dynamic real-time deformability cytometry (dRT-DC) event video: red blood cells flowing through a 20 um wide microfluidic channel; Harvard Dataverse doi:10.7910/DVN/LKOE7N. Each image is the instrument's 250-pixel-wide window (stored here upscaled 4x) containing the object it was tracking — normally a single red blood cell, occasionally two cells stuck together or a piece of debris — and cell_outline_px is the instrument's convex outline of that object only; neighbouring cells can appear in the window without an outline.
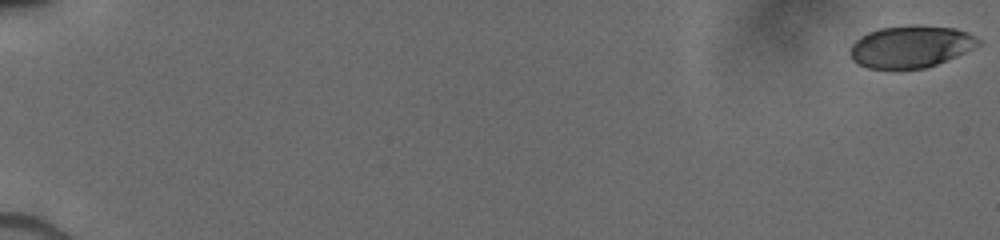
{"species": "human", "species_latin": "Homo sapiens", "temperature_condition": "cold", "stored_images_in_passage": 31, "segment_of_instrument_passage": [1, 2], "camera_frame_rate_fps": 3000, "um_per_image_px": 0.085, "donor": {"sex": "male"}, "frame": {"image": 1, "passage_image": 1, "time_ms": 0.0, "image_size_px": [1000, 240], "cell_outline_px": [[980, 44], [956, 56], [936, 64], [924, 68], [868, 68], [852, 60], [852, 44], [860, 36], [868, 32], [880, 28], [916, 24], [956, 28], [968, 32], [980, 40]], "centroid_in_image_um": [77.43, 3.93], "position_along_channel_um": 7.6, "area_um2": 31.1}}
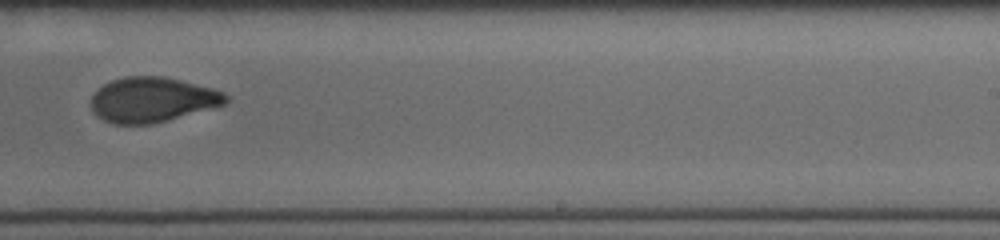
{"frame": {"image": 2, "passage_image": 20, "time_ms": 11.667, "image_size_px": [1000, 240], "cell_outline_px": [[228, 100], [224, 104], [168, 120], [152, 124], [112, 124], [96, 116], [92, 108], [92, 96], [104, 84], [112, 80], [124, 76], [164, 76], [212, 88], [224, 92], [228, 96]], "centroid_in_image_um": [12.93, 8.47], "position_along_channel_um": 276.1, "area_um2": 35.08}}
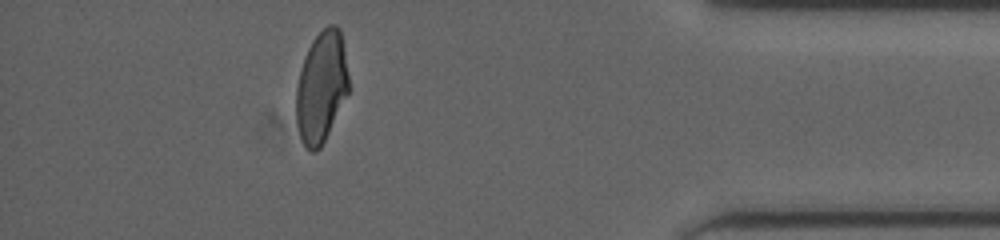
{"frame": {"image": 3, "passage_image": 27, "time_ms": 15.667, "image_size_px": [1000, 240], "cell_outline_px": [[348, 92], [320, 148], [316, 152], [312, 152], [304, 144], [300, 136], [296, 124], [296, 88], [304, 56], [312, 40], [328, 24], [336, 24], [340, 28], [348, 76]], "centroid_in_image_um": [27.29, 7.37], "position_along_channel_um": 407.9, "area_um2": 33.58}}